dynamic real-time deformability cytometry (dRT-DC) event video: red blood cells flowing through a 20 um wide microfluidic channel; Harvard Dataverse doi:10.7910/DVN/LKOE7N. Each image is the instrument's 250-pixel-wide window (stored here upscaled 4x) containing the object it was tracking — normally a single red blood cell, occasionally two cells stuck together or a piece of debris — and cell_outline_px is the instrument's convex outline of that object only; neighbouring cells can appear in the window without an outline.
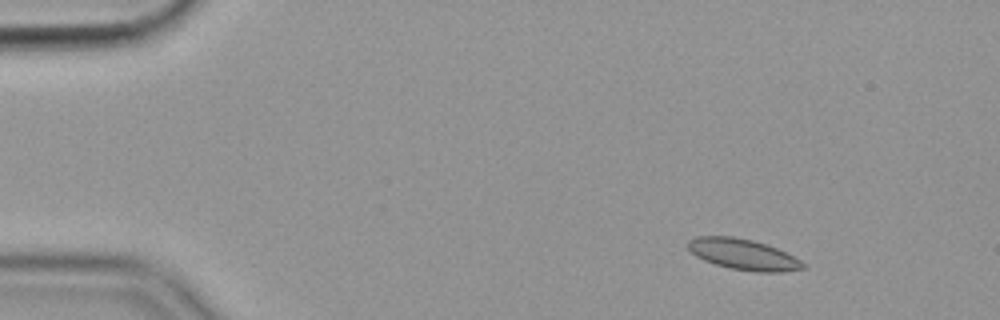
{"species": "common noctule bat (a hibernating species)", "species_latin": "Nyctalus noctula", "temperature_condition": "cold", "stored_images_in_passage": 31, "camera_frame_rate_fps": 3000, "um_per_image_px": 0.085, "animal": {"sex": "female", "body_mass_g": 19.9}, "frame": {"image": 1, "passage_image": 1, "time_ms": 0.0, "image_size_px": [1000, 320], "cell_outline_px": [[808, 268], [784, 272], [756, 272], [728, 268], [704, 260], [696, 256], [688, 248], [688, 240], [696, 236], [732, 236], [752, 240], [768, 244], [800, 260]], "centroid_in_image_um": [63.18, 21.62], "position_along_channel_um": 21.8, "area_um2": 20.69}}
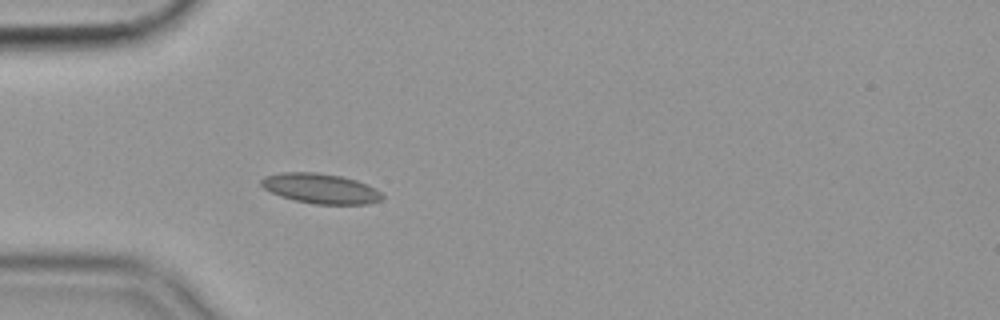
{"frame": {"image": 2, "passage_image": 11, "time_ms": 3.333, "image_size_px": [1000, 320], "cell_outline_px": [[384, 196], [380, 200], [368, 204], [312, 204], [280, 196], [264, 188], [260, 184], [260, 180], [264, 176], [280, 172], [316, 172], [340, 176], [356, 180], [380, 192]], "centroid_in_image_um": [27.2, 16.02], "position_along_channel_um": 57.8, "area_um2": 20.98}}
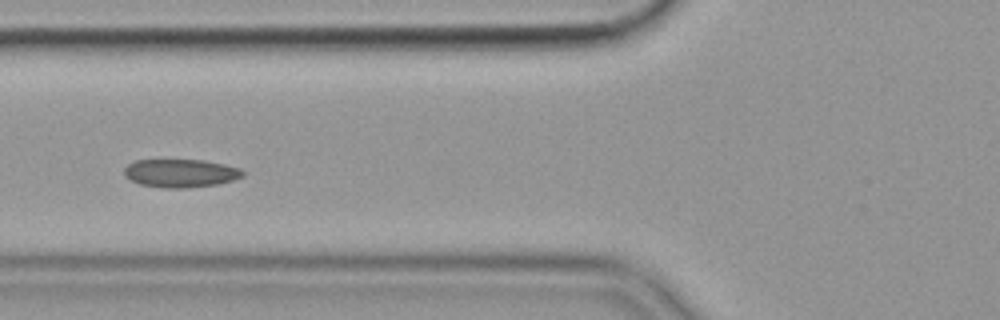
{"frame": {"image": 3, "passage_image": 16, "time_ms": 5.0, "image_size_px": [1000, 320], "cell_outline_px": [[244, 176], [232, 180], [216, 184], [188, 188], [164, 188], [140, 184], [124, 176], [124, 168], [128, 164], [136, 160], [204, 160], [224, 164], [240, 168], [244, 172]], "centroid_in_image_um": [15.35, 14.72], "position_along_channel_um": 110.5, "area_um2": 19.48}}